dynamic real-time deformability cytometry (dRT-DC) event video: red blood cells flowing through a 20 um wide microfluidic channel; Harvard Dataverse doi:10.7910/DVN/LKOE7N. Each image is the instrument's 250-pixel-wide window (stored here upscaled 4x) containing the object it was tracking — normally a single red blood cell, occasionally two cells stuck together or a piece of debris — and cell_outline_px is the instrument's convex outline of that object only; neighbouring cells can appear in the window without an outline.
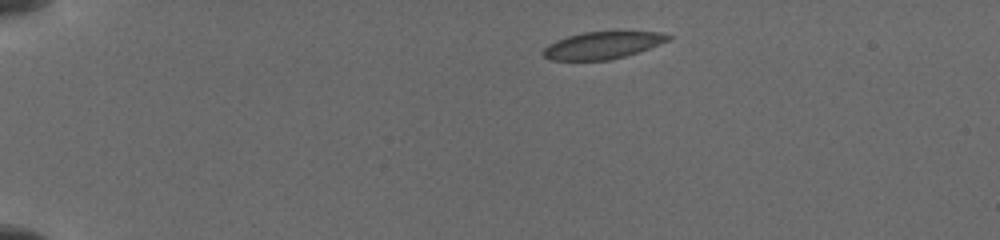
{"species": "common noctule bat (a hibernating species)", "species_latin": "Nyctalus noctula", "temperature_condition": "cold", "stored_images_in_passage": 7, "camera_frame_rate_fps": 3000, "um_per_image_px": 0.085, "animal": {"sex": "female", "body_mass_g": 19.5, "forearm_length_mm": 54.1}, "frame": {"image": 1, "passage_image": 1, "time_ms": 0.0, "image_size_px": [1000, 240], "cell_outline_px": [[672, 40], [624, 56], [608, 60], [552, 60], [544, 56], [540, 52], [548, 44], [556, 40], [568, 36], [584, 32], [660, 32], [672, 36]], "centroid_in_image_um": [51.19, 3.85], "position_along_channel_um": 33.8, "area_um2": 19.59}}
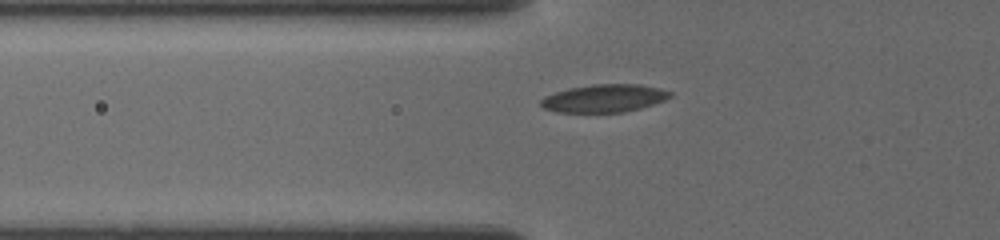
{"frame": {"image": 2, "passage_image": 6, "time_ms": 3.0, "image_size_px": [1000, 240], "cell_outline_px": [[672, 96], [664, 100], [640, 108], [624, 112], [556, 112], [544, 108], [540, 104], [540, 100], [544, 96], [568, 88], [592, 84], [640, 84], [660, 88], [672, 92]], "centroid_in_image_um": [51.35, 8.35], "position_along_channel_um": 74.4, "area_um2": 20.98}}